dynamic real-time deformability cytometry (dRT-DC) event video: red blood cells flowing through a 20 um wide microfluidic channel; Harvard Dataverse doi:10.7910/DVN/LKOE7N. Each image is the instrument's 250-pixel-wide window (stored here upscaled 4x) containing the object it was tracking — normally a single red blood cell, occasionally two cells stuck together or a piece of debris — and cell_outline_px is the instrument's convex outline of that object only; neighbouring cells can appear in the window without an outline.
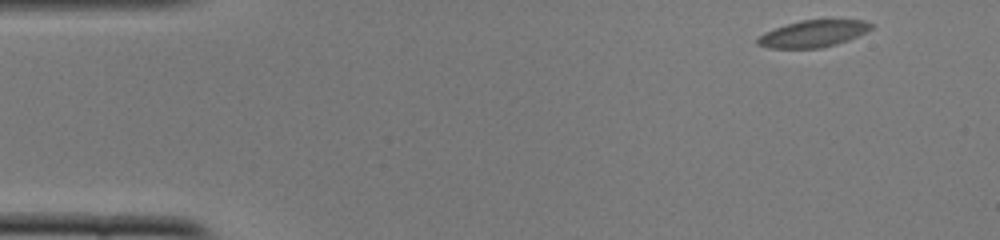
{"species": "common noctule bat (a hibernating species)", "species_latin": "Nyctalus noctula", "temperature_condition": "cold", "stored_images_in_passage": 11, "camera_frame_rate_fps": 3000, "um_per_image_px": 0.085, "animal": {"sex": "female", "body_mass_g": 22.0, "forearm_length_mm": 56.7}, "frame": {"image": 1, "passage_image": 1, "time_ms": 0.0, "image_size_px": [1000, 240], "cell_outline_px": [[872, 28], [848, 40], [836, 44], [820, 48], [768, 48], [756, 44], [756, 40], [764, 32], [800, 20], [864, 20], [872, 24]], "centroid_in_image_um": [69.08, 2.87], "position_along_channel_um": 15.9, "area_um2": 17.51}}